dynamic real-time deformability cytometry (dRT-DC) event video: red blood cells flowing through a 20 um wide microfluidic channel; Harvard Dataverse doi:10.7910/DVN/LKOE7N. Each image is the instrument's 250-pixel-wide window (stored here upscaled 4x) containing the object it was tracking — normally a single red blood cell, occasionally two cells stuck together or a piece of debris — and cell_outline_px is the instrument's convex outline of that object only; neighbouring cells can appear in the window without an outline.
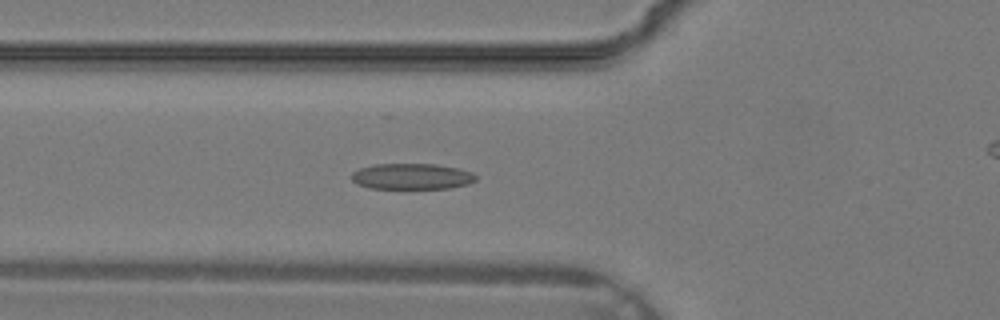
{"species": "common noctule bat (a hibernating species)", "species_latin": "Nyctalus noctula", "temperature_condition": "warm", "stored_images_in_passage": 26, "camera_frame_rate_fps": 3000, "um_per_image_px": 0.085, "animal": {"sex": "male", "body_mass_g": 19.2, "forearm_length_mm": 51.8}, "frame": {"image": 1, "passage_image": 5, "time_ms": 1.333, "image_size_px": [1000, 320], "cell_outline_px": [[476, 180], [468, 184], [448, 188], [368, 188], [352, 180], [352, 172], [360, 168], [376, 164], [436, 164], [456, 168], [472, 172], [476, 176]], "centroid_in_image_um": [35.01, 14.99], "position_along_channel_um": 90.8, "area_um2": 18.55}}
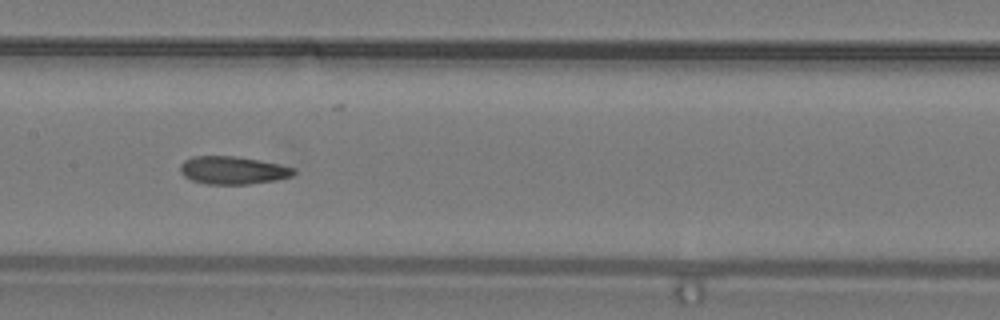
{"frame": {"image": 2, "passage_image": 10, "time_ms": 3.0, "image_size_px": [1000, 320], "cell_outline_px": [[296, 172], [292, 176], [276, 180], [248, 184], [204, 184], [192, 180], [184, 176], [180, 172], [180, 164], [184, 160], [192, 156], [236, 156], [260, 160], [280, 164], [296, 168]], "centroid_in_image_um": [19.79, 14.47], "position_along_channel_um": 187.6, "area_um2": 18.61}}
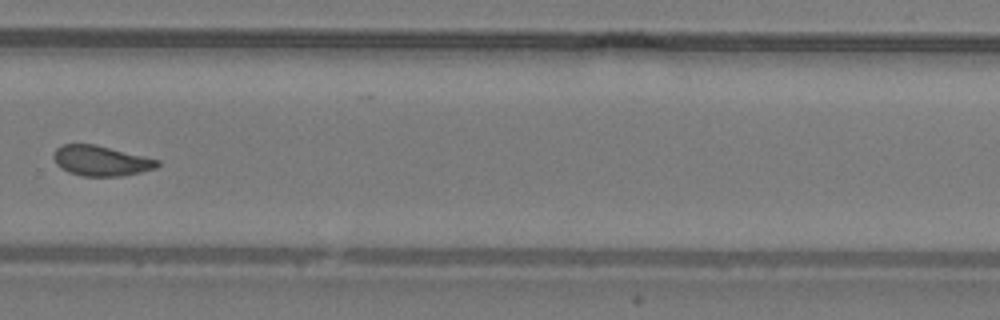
{"frame": {"image": 3, "passage_image": 17, "time_ms": 5.333, "image_size_px": [1000, 320], "cell_outline_px": [[160, 164], [156, 168], [140, 172], [120, 176], [84, 176], [68, 172], [60, 168], [56, 164], [52, 156], [56, 148], [64, 144], [96, 144], [160, 160]], "centroid_in_image_um": [8.57, 13.66], "position_along_channel_um": 321.2, "area_um2": 18.32}}